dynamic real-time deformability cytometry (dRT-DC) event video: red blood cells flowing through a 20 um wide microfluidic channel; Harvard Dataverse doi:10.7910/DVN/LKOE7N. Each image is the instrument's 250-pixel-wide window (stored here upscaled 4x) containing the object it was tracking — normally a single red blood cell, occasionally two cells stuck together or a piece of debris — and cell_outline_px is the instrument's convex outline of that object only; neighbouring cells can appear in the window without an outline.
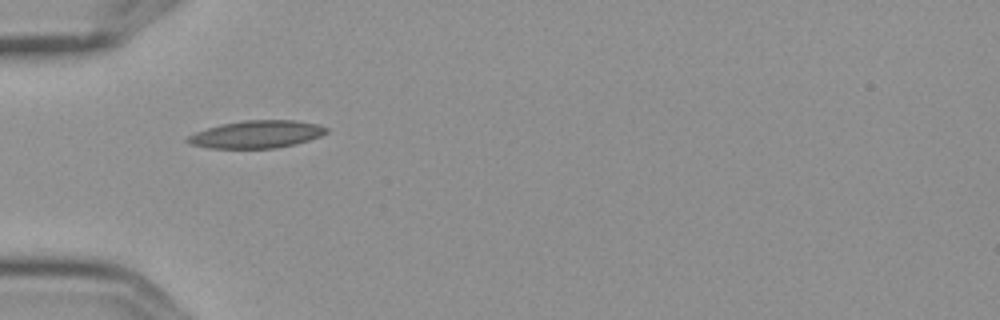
{"species": "Egyptian fruit bat (a non-hibernating species)", "species_latin": "Rousettus aegyptiacus", "temperature_condition": "cold", "stored_images_in_passage": 11, "camera_frame_rate_fps": 3000, "um_per_image_px": 0.085, "frame": {"image": 1, "passage_image": 5, "time_ms": 1.333, "image_size_px": [1000, 320], "cell_outline_px": [[328, 132], [320, 136], [308, 140], [276, 148], [212, 148], [192, 144], [184, 140], [188, 136], [196, 132], [208, 128], [224, 124], [244, 120], [296, 120], [316, 124], [328, 128]], "centroid_in_image_um": [21.83, 11.41], "position_along_channel_um": 63.2, "area_um2": 21.91}}
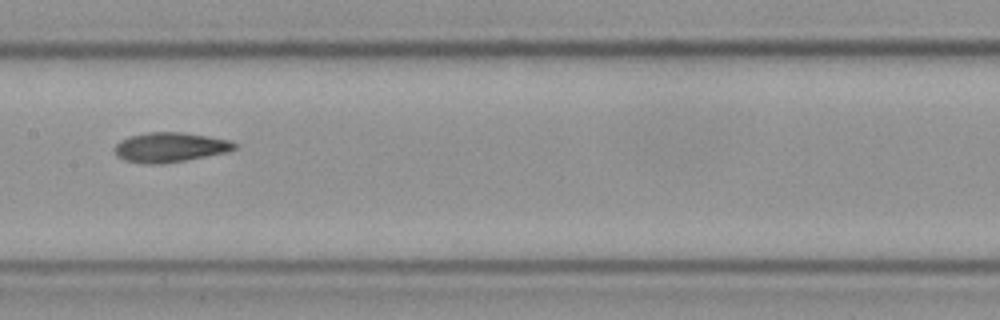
{"frame": {"image": 2, "passage_image": 8, "time_ms": 2.333, "image_size_px": [1000, 320], "cell_outline_px": [[236, 148], [228, 152], [184, 160], [160, 164], [144, 164], [124, 160], [116, 156], [112, 148], [120, 140], [128, 136], [148, 132], [180, 132], [208, 136], [228, 140], [236, 144]], "centroid_in_image_um": [14.38, 12.52], "position_along_channel_um": 193.0, "area_um2": 20.81}}
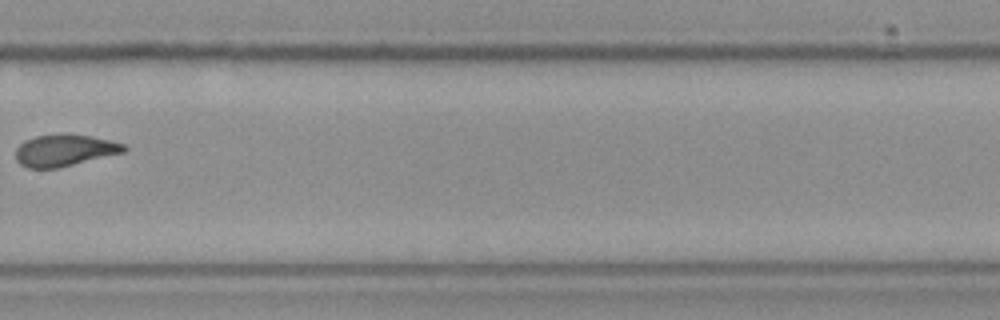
{"frame": {"image": 3, "passage_image": 11, "time_ms": 3.333, "image_size_px": [1000, 320], "cell_outline_px": [[128, 148], [124, 152], [60, 168], [28, 168], [20, 164], [16, 160], [16, 148], [24, 140], [36, 136], [60, 132], [92, 136], [124, 144]], "centroid_in_image_um": [5.47, 12.76], "position_along_channel_um": 324.3, "area_um2": 20.35}}